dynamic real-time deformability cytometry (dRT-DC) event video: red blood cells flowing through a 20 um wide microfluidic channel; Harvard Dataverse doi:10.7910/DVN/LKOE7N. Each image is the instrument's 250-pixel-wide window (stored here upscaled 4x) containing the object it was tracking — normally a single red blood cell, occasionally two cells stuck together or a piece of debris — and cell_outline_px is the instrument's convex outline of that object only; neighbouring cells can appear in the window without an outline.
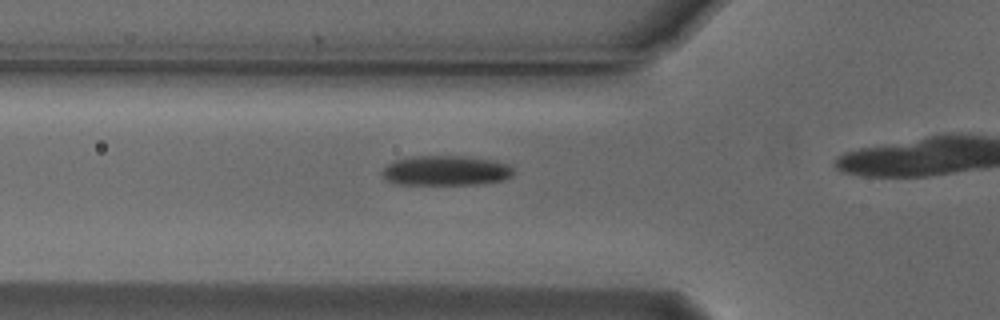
{"species": "Egyptian fruit bat (a non-hibernating species)", "species_latin": "Rousettus aegyptiacus", "temperature_condition": "cold", "stored_images_in_passage": 18, "camera_frame_rate_fps": 3000, "um_per_image_px": 0.085, "animal": {"sex": "male"}, "frame": {"image": 1, "passage_image": 13, "time_ms": 4.0, "image_size_px": [1000, 320], "cell_outline_px": [[512, 176], [504, 180], [476, 184], [400, 184], [388, 180], [380, 172], [388, 164], [396, 160], [412, 156], [460, 156], [496, 160], [508, 164], [512, 168]], "centroid_in_image_um": [37.92, 14.49], "position_along_channel_um": 87.9, "area_um2": 22.72}}